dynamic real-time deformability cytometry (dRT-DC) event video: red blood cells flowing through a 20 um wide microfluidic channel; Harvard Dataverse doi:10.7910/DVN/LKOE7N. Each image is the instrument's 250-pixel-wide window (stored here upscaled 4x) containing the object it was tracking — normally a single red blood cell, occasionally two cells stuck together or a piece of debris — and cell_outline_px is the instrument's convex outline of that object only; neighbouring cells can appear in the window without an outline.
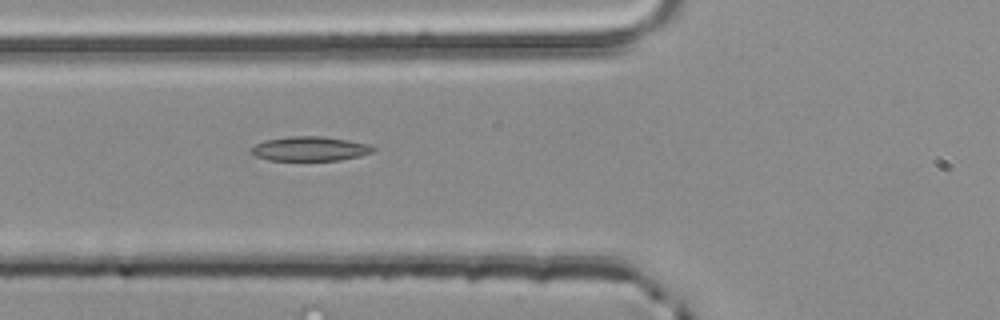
{"species": "common noctule bat (a hibernating species)", "species_latin": "Nyctalus noctula", "temperature_condition": "room temperature", "stored_images_in_passage": 3, "camera_frame_rate_fps": 3000, "um_per_image_px": 0.085, "animal": {"sex": "male", "body_mass_g": 20.4}, "frame": {"image": 1, "passage_image": 3, "time_ms": 0.667, "image_size_px": [1000, 320], "cell_outline_px": [[376, 148], [372, 152], [360, 156], [340, 160], [268, 160], [256, 156], [248, 152], [256, 144], [264, 140], [288, 136], [320, 136], [348, 140], [368, 144]], "centroid_in_image_um": [26.32, 12.64], "position_along_channel_um": 99.5, "area_um2": 17.34}}